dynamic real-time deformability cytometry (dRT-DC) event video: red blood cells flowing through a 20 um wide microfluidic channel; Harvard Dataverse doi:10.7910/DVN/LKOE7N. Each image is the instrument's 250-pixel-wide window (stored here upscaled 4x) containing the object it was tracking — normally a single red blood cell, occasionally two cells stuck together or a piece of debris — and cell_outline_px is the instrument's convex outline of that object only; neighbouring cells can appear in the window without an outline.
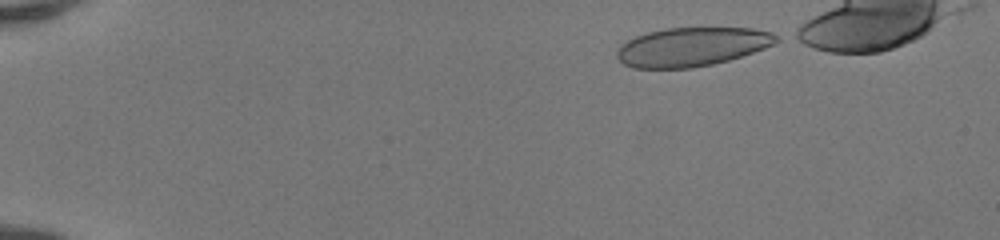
{"species": "human", "species_latin": "Homo sapiens", "temperature_condition": "room temperature", "stored_images_in_passage": 42, "camera_frame_rate_fps": 3000, "um_per_image_px": 0.085, "donor": {"sex": "female"}, "frame": {"image": 1, "passage_image": 1, "time_ms": 0.0, "image_size_px": [1000, 240], "cell_outline_px": [[780, 40], [764, 48], [728, 60], [712, 64], [692, 68], [632, 68], [624, 64], [616, 56], [616, 52], [620, 44], [636, 36], [648, 32], [664, 28], [752, 28], [772, 32], [780, 36]], "centroid_in_image_um": [58.8, 3.97], "position_along_channel_um": 26.2, "area_um2": 36.07}}
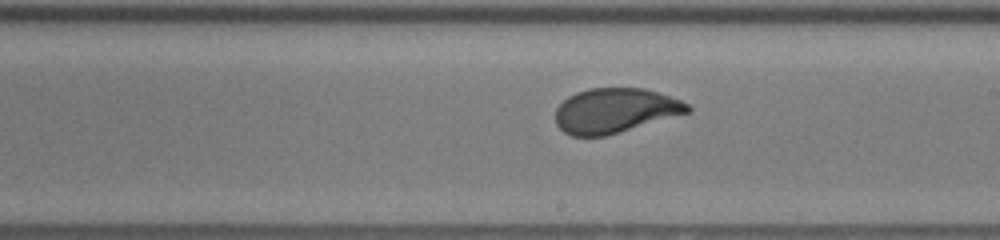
{"frame": {"image": 2, "passage_image": 24, "time_ms": 7.667, "image_size_px": [1000, 240], "cell_outline_px": [[692, 112], [604, 136], [572, 136], [564, 132], [556, 124], [556, 108], [568, 96], [576, 92], [588, 88], [644, 88], [680, 100], [688, 104], [692, 108]], "centroid_in_image_um": [52.28, 9.4], "position_along_channel_um": 236.7, "area_um2": 34.33}}
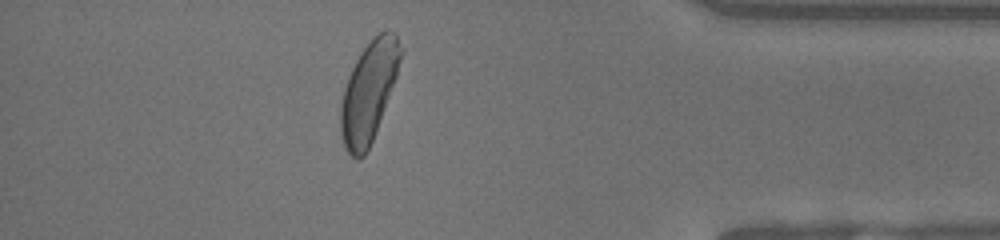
{"frame": {"image": 3, "passage_image": 38, "time_ms": 12.333, "image_size_px": [1000, 240], "cell_outline_px": [[404, 52], [396, 76], [372, 140], [364, 156], [356, 160], [344, 148], [340, 132], [340, 108], [344, 88], [348, 76], [360, 52], [372, 36], [384, 28], [388, 28], [396, 36]], "centroid_in_image_um": [31.34, 7.74], "position_along_channel_um": 403.9, "area_um2": 34.97}, "authors_computed_cell_mechanics": {"area_um2": 36.0094, "velocity_mm_per_s": 4.1586, "shape_relaxation_time_tau1_ms": 4.2224, "shape_relaxation_time_tau2_ms": null, "deformation_change_tau1": 0.1729, "deformation_change_tau2": null}}